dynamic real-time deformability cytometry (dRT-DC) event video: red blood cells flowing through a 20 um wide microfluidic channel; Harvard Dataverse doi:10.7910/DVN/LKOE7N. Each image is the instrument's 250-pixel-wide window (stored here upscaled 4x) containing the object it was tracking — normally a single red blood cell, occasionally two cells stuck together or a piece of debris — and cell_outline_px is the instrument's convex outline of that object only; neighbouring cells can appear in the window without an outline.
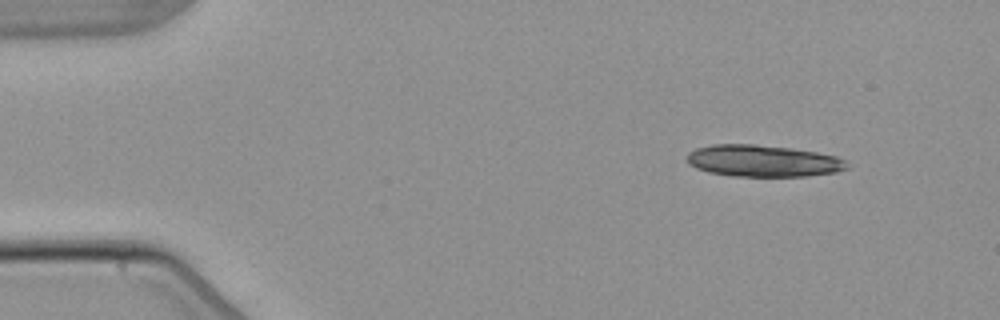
{"species": "common noctule bat (a hibernating species)", "species_latin": "Nyctalus noctula", "temperature_condition": "warm", "stored_images_in_passage": 4, "segment_of_instrument_passage": [1, 2], "camera_frame_rate_fps": 3000, "um_per_image_px": 0.085, "animal": {"sex": "male", "body_mass_g": 21.5, "forearm_length_mm": 52.0}, "frame": {"image": 1, "passage_image": 1, "time_ms": 0.0, "image_size_px": [1000, 320], "cell_outline_px": [[848, 168], [836, 172], [808, 176], [732, 176], [708, 172], [696, 168], [688, 164], [688, 152], [696, 148], [712, 144], [752, 144], [792, 148], [816, 152], [836, 156], [848, 160]], "centroid_in_image_um": [64.87, 13.67], "position_along_channel_um": 20.1, "area_um2": 29.77}}